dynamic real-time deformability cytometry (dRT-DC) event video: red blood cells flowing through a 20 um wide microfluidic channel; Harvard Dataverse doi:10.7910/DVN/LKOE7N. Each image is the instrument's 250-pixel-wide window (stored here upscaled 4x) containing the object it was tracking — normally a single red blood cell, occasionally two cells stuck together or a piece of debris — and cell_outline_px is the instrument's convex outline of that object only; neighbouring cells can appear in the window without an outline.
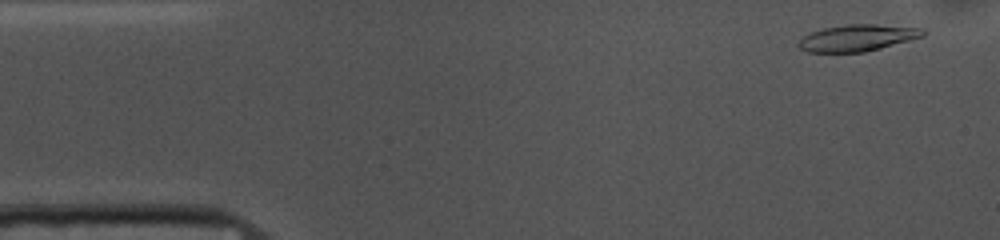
{"species": "common noctule bat (a hibernating species)", "species_latin": "Nyctalus noctula", "temperature_condition": "cold", "stored_images_in_passage": 53, "camera_frame_rate_fps": 3000, "um_per_image_px": 0.085, "animal": {"sex": "female", "body_mass_g": 10.0, "forearm_length_mm": 53.1}, "frame": {"image": 1, "passage_image": 3, "time_ms": 0.667, "image_size_px": [1000, 240], "cell_outline_px": [[928, 32], [924, 36], [880, 48], [864, 52], [808, 52], [800, 48], [796, 44], [804, 36], [812, 32], [824, 28], [848, 24], [876, 24], [924, 28]], "centroid_in_image_um": [72.92, 3.21], "position_along_channel_um": 12.1, "area_um2": 19.25}}
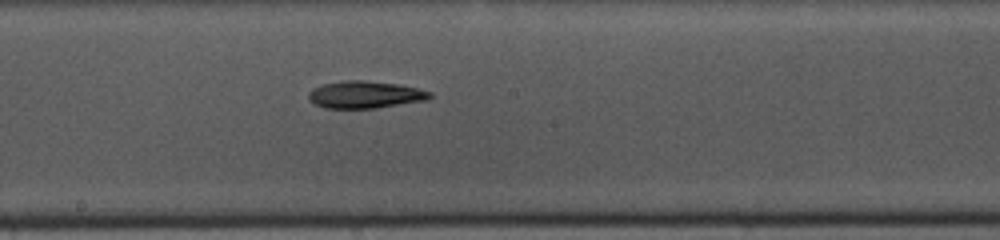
{"frame": {"image": 2, "passage_image": 27, "time_ms": 8.667, "image_size_px": [1000, 240], "cell_outline_px": [[432, 96], [428, 100], [376, 108], [324, 108], [316, 104], [308, 96], [308, 92], [312, 88], [324, 84], [344, 80], [364, 80], [400, 84], [432, 92]], "centroid_in_image_um": [31.06, 8.04], "position_along_channel_um": 217.1, "area_um2": 19.25}}
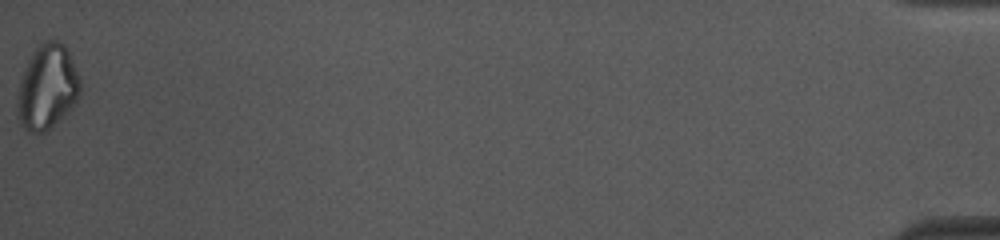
{"frame": {"image": 3, "passage_image": 53, "time_ms": 17.333, "image_size_px": [1000, 240], "cell_outline_px": [[80, 96], [72, 108], [68, 112], [44, 132], [36, 136], [28, 132], [20, 124], [16, 116], [16, 104], [20, 80], [28, 60], [32, 52], [44, 40], [60, 40], [64, 44], [68, 52], [80, 80]], "centroid_in_image_um": [3.99, 7.44], "position_along_channel_um": 431.2, "area_um2": 31.33}}